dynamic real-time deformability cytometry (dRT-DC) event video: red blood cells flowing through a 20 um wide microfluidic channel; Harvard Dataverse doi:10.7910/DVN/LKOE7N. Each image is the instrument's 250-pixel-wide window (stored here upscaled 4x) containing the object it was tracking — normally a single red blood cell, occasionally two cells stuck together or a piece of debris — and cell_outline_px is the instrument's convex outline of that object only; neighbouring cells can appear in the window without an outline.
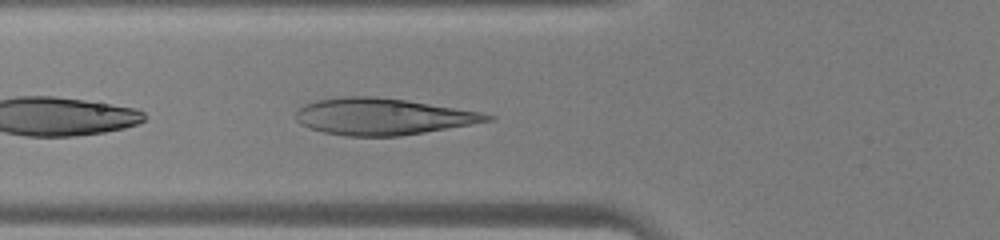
{"species": "human", "species_latin": "Homo sapiens", "temperature_condition": "warm", "stored_images_in_passage": 32, "camera_frame_rate_fps": 3000, "um_per_image_px": 0.085, "donor": {"sex": "male"}, "frame": {"image": 1, "passage_image": 16, "time_ms": 5.0, "image_size_px": [1000, 240], "cell_outline_px": [[496, 116], [492, 120], [424, 132], [400, 136], [348, 136], [324, 132], [300, 124], [296, 120], [296, 112], [304, 104], [316, 100], [344, 96], [372, 96], [404, 100], [480, 112]], "centroid_in_image_um": [32.48, 9.9], "position_along_channel_um": 93.3, "area_um2": 40.23}}
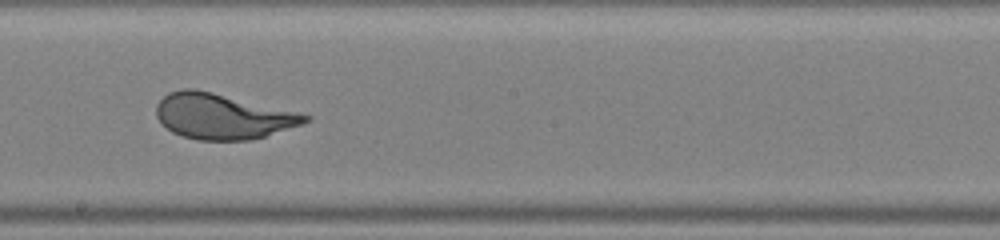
{"frame": {"image": 2, "passage_image": 25, "time_ms": 8.0, "image_size_px": [1000, 240], "cell_outline_px": [[312, 120], [264, 136], [248, 140], [196, 140], [172, 132], [156, 116], [156, 104], [168, 92], [180, 88], [196, 88], [296, 112], [312, 116]], "centroid_in_image_um": [18.87, 9.87], "position_along_channel_um": 229.3, "area_um2": 38.96}}
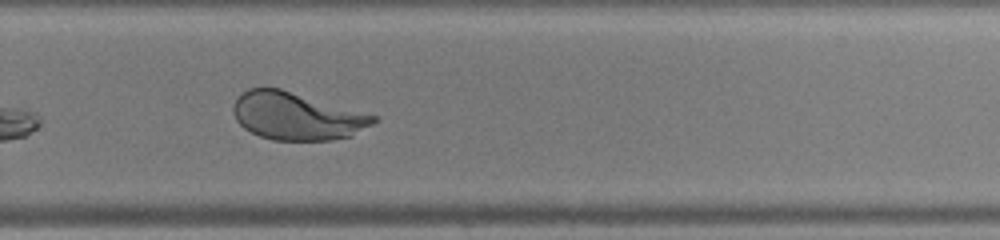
{"frame": {"image": 3, "passage_image": 30, "time_ms": 9.667, "image_size_px": [1000, 240], "cell_outline_px": [[380, 120], [352, 136], [332, 140], [272, 140], [260, 136], [244, 128], [236, 120], [232, 112], [232, 108], [240, 92], [248, 88], [280, 88], [380, 116]], "centroid_in_image_um": [25.25, 9.86], "position_along_channel_um": 304.5, "area_um2": 39.25}}